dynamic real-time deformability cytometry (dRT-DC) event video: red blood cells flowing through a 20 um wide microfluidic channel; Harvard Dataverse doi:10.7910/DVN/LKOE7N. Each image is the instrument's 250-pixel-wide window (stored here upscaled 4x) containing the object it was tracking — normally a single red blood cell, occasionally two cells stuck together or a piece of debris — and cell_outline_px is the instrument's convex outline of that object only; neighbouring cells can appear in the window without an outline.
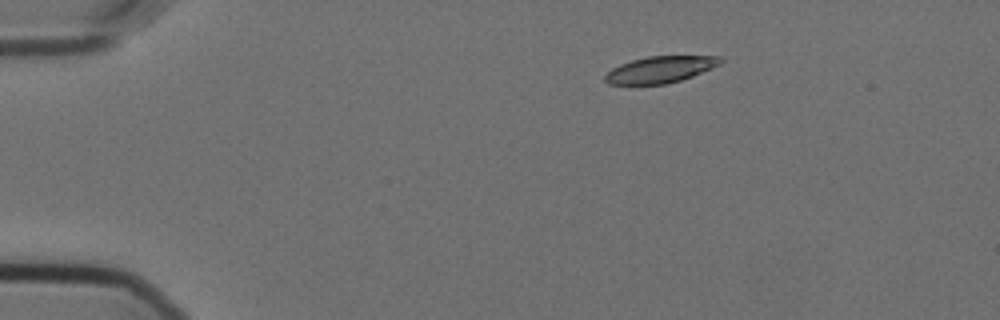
{"species": "Egyptian fruit bat (a non-hibernating species)", "species_latin": "Rousettus aegyptiacus", "temperature_condition": "cold", "stored_images_in_passage": 48, "camera_frame_rate_fps": 3000, "um_per_image_px": 0.085, "animal": {"sex": "female"}, "frame": {"image": 1, "passage_image": 1, "time_ms": 0.0, "image_size_px": [1000, 320], "cell_outline_px": [[724, 60], [720, 64], [712, 68], [692, 76], [668, 84], [608, 84], [604, 80], [604, 76], [612, 68], [620, 64], [632, 60], [648, 56], [720, 56]], "centroid_in_image_um": [56.12, 5.91], "position_along_channel_um": 28.9, "area_um2": 17.8}}
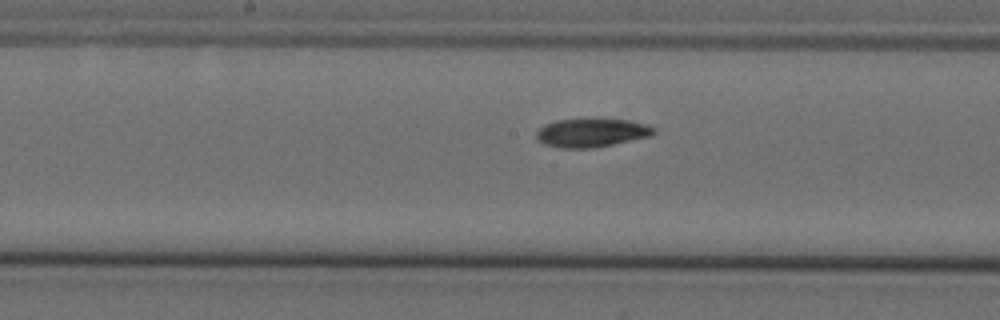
{"frame": {"image": 2, "passage_image": 21, "time_ms": 6.667, "image_size_px": [1000, 320], "cell_outline_px": [[656, 132], [652, 136], [592, 148], [560, 148], [544, 144], [536, 140], [536, 132], [544, 124], [556, 120], [592, 116], [600, 116], [632, 120], [648, 124], [656, 128]], "centroid_in_image_um": [50.31, 11.22], "position_along_channel_um": 197.9, "area_um2": 20.69}}
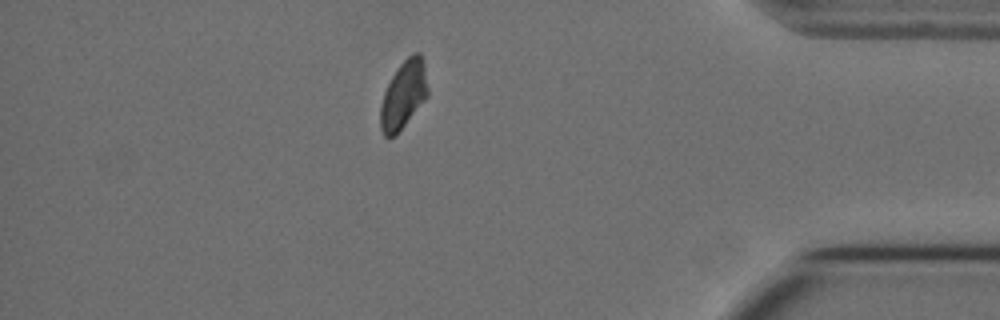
{"frame": {"image": 3, "passage_image": 41, "time_ms": 13.333, "image_size_px": [1000, 320], "cell_outline_px": [[428, 96], [396, 136], [384, 136], [380, 128], [380, 104], [384, 92], [392, 76], [400, 64], [412, 52], [420, 52], [424, 60], [428, 88]], "centroid_in_image_um": [34.31, 8.05], "position_along_channel_um": 400.9, "area_um2": 18.9}, "authors_computed_cell_mechanics": {"area_um2": 19.5364, "velocity_mm_per_s": 3.5624, "shape_relaxation_time_tau1_ms": 9.3687, "shape_relaxation_time_tau2_ms": null, "deformation_change_tau1": 0.2003, "deformation_change_tau2": null}}